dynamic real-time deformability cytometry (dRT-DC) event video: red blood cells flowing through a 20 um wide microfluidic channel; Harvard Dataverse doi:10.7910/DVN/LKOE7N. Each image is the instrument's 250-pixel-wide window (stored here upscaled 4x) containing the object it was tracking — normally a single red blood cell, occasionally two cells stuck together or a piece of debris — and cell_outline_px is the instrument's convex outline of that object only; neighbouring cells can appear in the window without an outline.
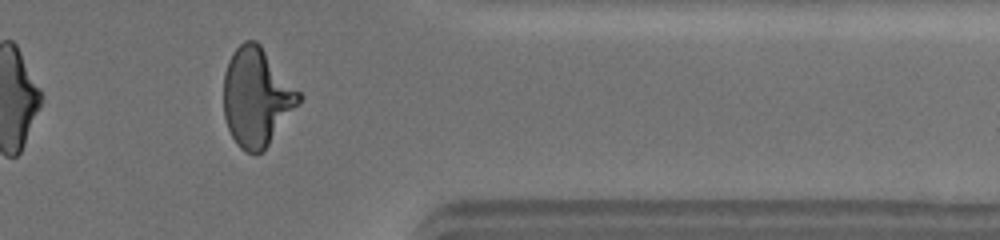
{"species": "human", "species_latin": "Homo sapiens", "temperature_condition": "warm", "stored_images_in_passage": 32, "camera_frame_rate_fps": 3000, "um_per_image_px": 0.085, "donor": {"sex": "male"}, "frame": {"image": 1, "passage_image": 28, "time_ms": 9.667, "image_size_px": [1000, 240], "cell_outline_px": [[304, 96], [264, 152], [244, 152], [236, 144], [228, 128], [224, 116], [224, 72], [228, 60], [232, 52], [244, 40], [256, 40], [260, 44]], "centroid_in_image_um": [21.81, 8.25], "position_along_channel_um": 389.6, "area_um2": 43.29}, "authors_computed_cell_mechanics": {"area_um2": 43.2922, "velocity_mm_per_s": 4.037, "shape_relaxation_time_tau1_ms": 6.1669, "shape_relaxation_time_tau2_ms": 0.811, "deformation_change_tau1": 0.2592, "deformation_change_tau2": 0.0925}}